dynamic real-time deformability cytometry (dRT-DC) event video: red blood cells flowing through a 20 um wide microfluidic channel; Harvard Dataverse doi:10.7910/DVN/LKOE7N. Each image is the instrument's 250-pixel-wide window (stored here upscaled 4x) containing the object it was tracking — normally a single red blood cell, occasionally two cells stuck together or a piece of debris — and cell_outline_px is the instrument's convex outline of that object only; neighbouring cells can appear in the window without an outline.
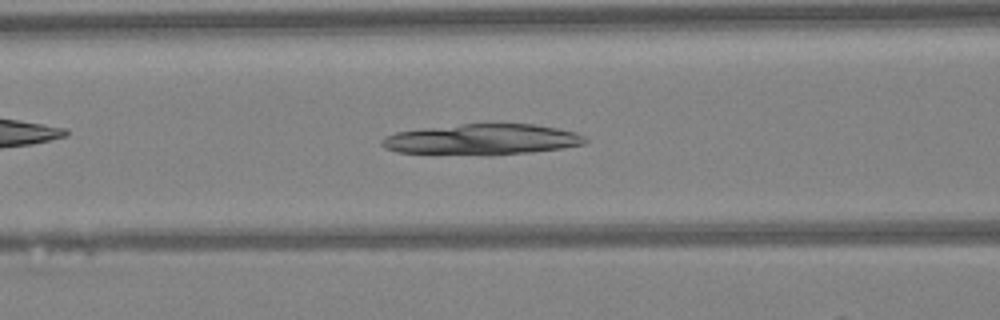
{"species": "Egyptian fruit bat (a non-hibernating species)", "species_latin": "Rousettus aegyptiacus", "temperature_condition": "warm", "stored_images_in_passage": 46, "camera_frame_rate_fps": 3000, "um_per_image_px": 0.085, "animal": {"sex": "female"}, "frame": {"image": 1, "passage_image": 18, "time_ms": 5.667, "image_size_px": [1000, 320], "cell_outline_px": [[588, 140], [584, 144], [564, 148], [532, 152], [492, 156], [488, 156], [396, 152], [384, 148], [380, 144], [380, 140], [384, 136], [396, 132], [424, 128], [460, 124], [536, 124], [576, 132], [584, 136]], "centroid_in_image_um": [40.96, 11.87], "position_along_channel_um": 125.6, "area_um2": 36.99}}
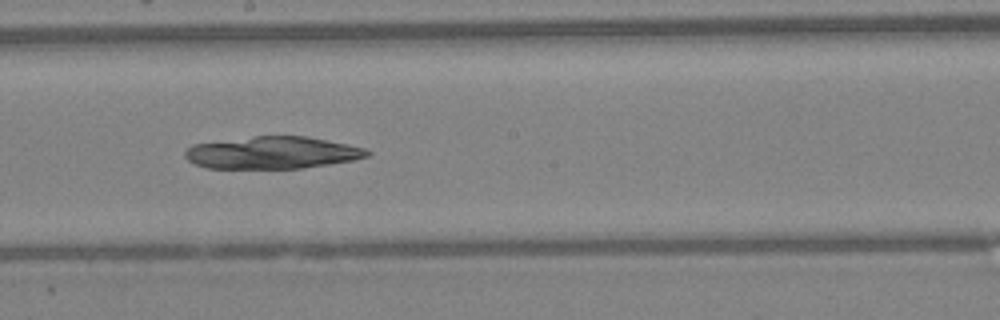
{"frame": {"image": 2, "passage_image": 25, "time_ms": 8.0, "image_size_px": [1000, 320], "cell_outline_px": [[372, 152], [368, 156], [352, 160], [304, 168], [208, 168], [196, 164], [188, 160], [184, 156], [184, 152], [192, 144], [256, 136], [304, 136], [348, 144], [364, 148]], "centroid_in_image_um": [23.14, 12.98], "position_along_channel_um": 225.1, "area_um2": 33.93}}
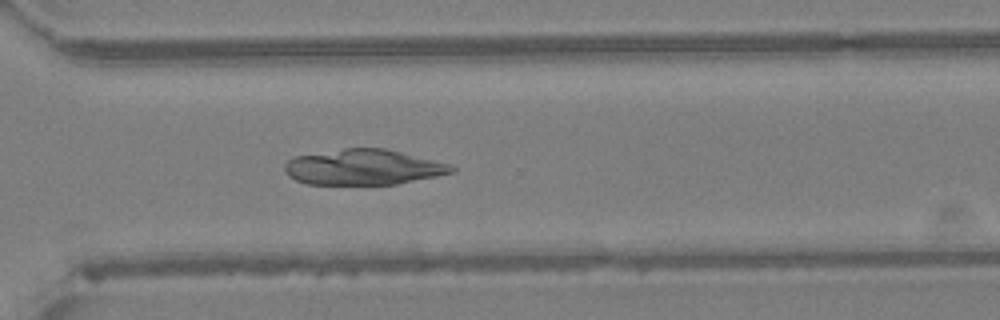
{"frame": {"image": 3, "passage_image": 33, "time_ms": 10.667, "image_size_px": [1000, 320], "cell_outline_px": [[456, 172], [396, 184], [308, 184], [296, 180], [288, 176], [284, 172], [284, 164], [292, 156], [344, 148], [384, 148], [448, 164], [456, 168]], "centroid_in_image_um": [30.82, 14.21], "position_along_channel_um": 339.8, "area_um2": 34.39}}